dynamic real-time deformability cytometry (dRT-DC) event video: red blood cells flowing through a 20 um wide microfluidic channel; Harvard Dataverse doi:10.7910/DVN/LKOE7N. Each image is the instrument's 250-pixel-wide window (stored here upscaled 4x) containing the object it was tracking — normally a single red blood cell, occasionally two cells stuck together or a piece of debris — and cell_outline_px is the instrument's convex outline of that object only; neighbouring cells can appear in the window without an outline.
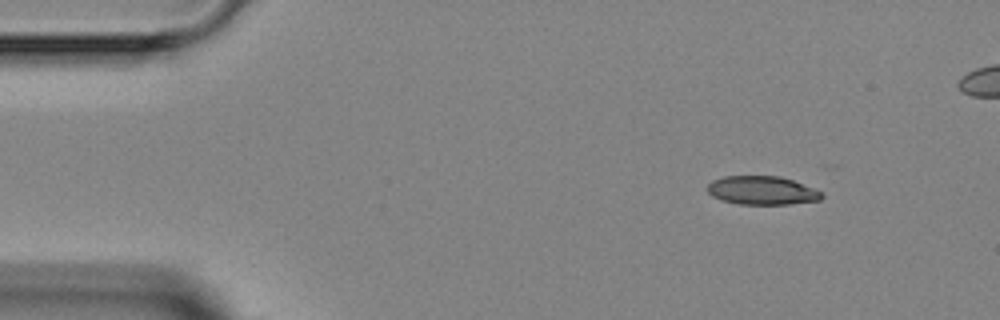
{"species": "Egyptian fruit bat (a non-hibernating species)", "species_latin": "Rousettus aegyptiacus", "temperature_condition": "room temperature", "stored_images_in_passage": 3, "camera_frame_rate_fps": 3000, "um_per_image_px": 0.085, "animal": {"sex": "female"}, "frame": {"image": 1, "passage_image": 1, "time_ms": 0.0, "image_size_px": [1000, 320], "cell_outline_px": [[824, 196], [820, 200], [788, 204], [740, 204], [724, 200], [712, 196], [708, 192], [708, 184], [712, 180], [724, 176], [780, 176], [792, 180], [824, 192]], "centroid_in_image_um": [64.8, 16.18], "position_along_channel_um": 20.2, "area_um2": 18.96}}